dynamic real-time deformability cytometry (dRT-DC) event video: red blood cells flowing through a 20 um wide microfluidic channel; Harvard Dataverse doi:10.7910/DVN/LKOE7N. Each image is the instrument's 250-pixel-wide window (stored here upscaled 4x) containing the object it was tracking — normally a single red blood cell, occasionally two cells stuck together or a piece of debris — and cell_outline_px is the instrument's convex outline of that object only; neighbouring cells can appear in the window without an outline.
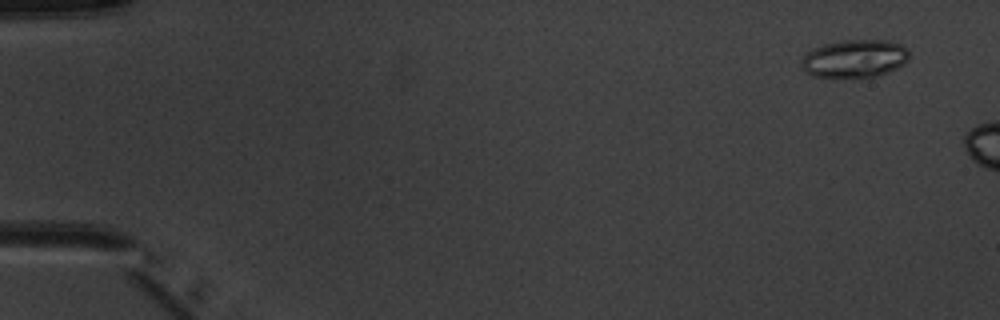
{"species": "common noctule bat (a hibernating species)", "species_latin": "Nyctalus noctula", "temperature_condition": "warm", "stored_images_in_passage": 3, "camera_frame_rate_fps": 3000, "um_per_image_px": 0.085, "animal": {"sex": "male", "body_mass_g": 20.1, "forearm_length_mm": 53.5}, "frame": {"image": 1, "passage_image": 1, "time_ms": 0.0, "image_size_px": [1000, 320], "cell_outline_px": [[908, 60], [904, 64], [888, 72], [876, 76], [812, 76], [800, 64], [800, 60], [812, 48], [824, 44], [844, 40], [888, 40], [900, 44], [908, 48]], "centroid_in_image_um": [72.66, 4.95], "position_along_channel_um": 12.3, "area_um2": 23.52}}